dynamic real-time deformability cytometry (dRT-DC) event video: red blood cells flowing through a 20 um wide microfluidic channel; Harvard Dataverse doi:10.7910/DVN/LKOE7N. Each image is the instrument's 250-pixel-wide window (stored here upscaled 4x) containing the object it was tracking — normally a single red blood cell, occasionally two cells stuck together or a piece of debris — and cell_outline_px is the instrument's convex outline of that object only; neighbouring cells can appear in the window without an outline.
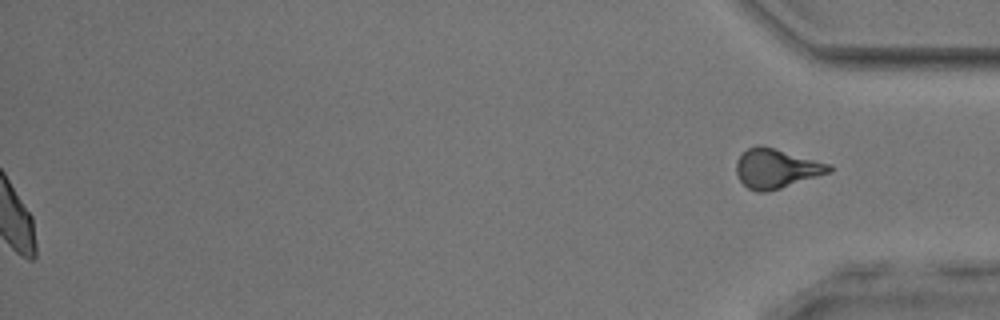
{"species": "common noctule bat (a hibernating species)", "species_latin": "Nyctalus noctula", "temperature_condition": "room temperature", "stored_images_in_passage": 51, "segment_of_instrument_passage": [2, 2], "camera_frame_rate_fps": 3000, "um_per_image_px": 0.085, "animal": {"sex": "male", "body_mass_g": 17.9, "forearm_length_mm": 54.2}, "frame": {"image": 1, "passage_image": 51, "time_ms": 16.667, "image_size_px": [1000, 320], "cell_outline_px": [[832, 172], [768, 192], [756, 192], [748, 188], [740, 180], [736, 172], [736, 160], [748, 148], [756, 144], [760, 144], [832, 164]], "centroid_in_image_um": [65.99, 14.32], "position_along_channel_um": 369.2, "area_um2": 21.44}}